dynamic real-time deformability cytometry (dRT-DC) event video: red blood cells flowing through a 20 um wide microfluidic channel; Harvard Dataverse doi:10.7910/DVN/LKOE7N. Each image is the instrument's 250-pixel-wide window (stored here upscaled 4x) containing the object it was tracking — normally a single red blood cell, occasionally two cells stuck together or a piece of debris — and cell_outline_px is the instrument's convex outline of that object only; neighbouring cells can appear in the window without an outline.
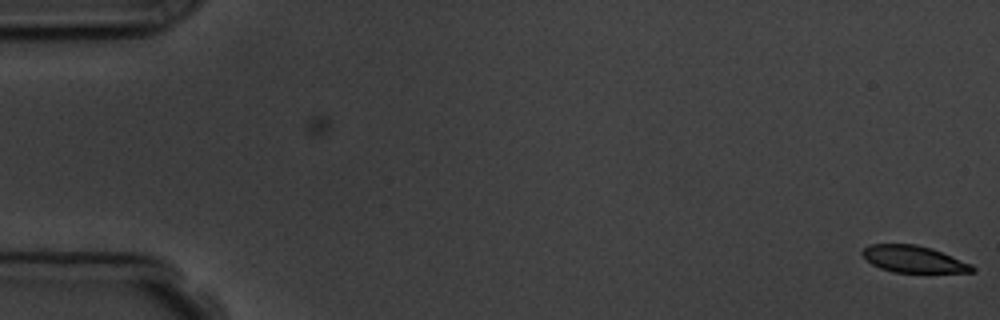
{"species": "common noctule bat (a hibernating species)", "species_latin": "Nyctalus noctula", "temperature_condition": "room temperature", "stored_images_in_passage": 5, "camera_frame_rate_fps": 3000, "um_per_image_px": 0.085, "animal": {"sex": "male", "body_mass_g": 19.5, "forearm_length_mm": 54.6}, "frame": {"image": 1, "passage_image": 1, "time_ms": 0.0, "image_size_px": [1000, 320], "cell_outline_px": [[976, 272], [892, 272], [880, 268], [872, 264], [860, 252], [868, 244], [916, 244], [932, 248], [972, 264], [976, 268]], "centroid_in_image_um": [77.67, 22.02], "position_along_channel_um": 7.3, "area_um2": 17.17}}
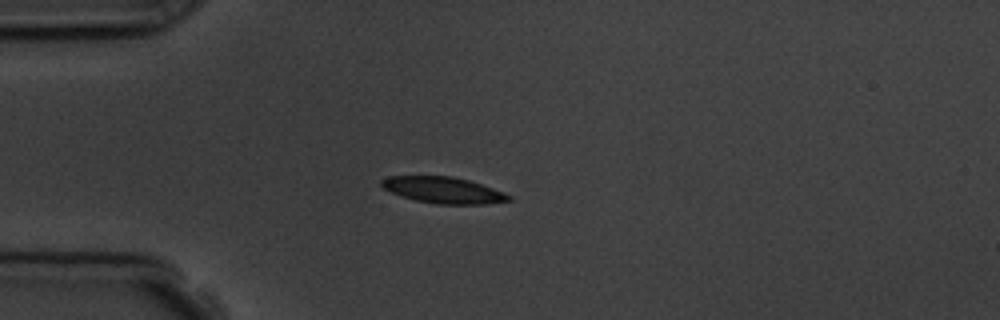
{"frame": {"image": 2, "passage_image": 5, "time_ms": 4.667, "image_size_px": [1000, 320], "cell_outline_px": [[512, 200], [488, 204], [436, 204], [416, 200], [400, 196], [384, 188], [380, 184], [380, 180], [388, 176], [452, 176], [468, 180], [504, 192], [512, 196]], "centroid_in_image_um": [37.69, 16.16], "position_along_channel_um": 47.3, "area_um2": 19.48}}